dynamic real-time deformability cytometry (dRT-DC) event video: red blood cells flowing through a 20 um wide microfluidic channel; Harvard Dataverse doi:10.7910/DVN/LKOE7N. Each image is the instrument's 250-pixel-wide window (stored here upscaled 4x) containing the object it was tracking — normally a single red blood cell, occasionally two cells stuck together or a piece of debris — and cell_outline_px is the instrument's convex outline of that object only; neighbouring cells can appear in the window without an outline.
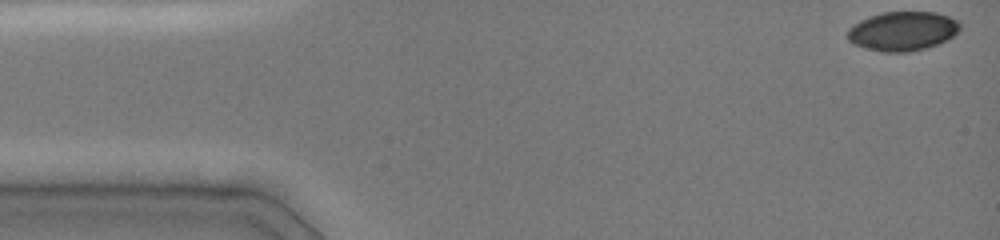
{"species": "common noctule bat (a hibernating species)", "species_latin": "Nyctalus noctula", "temperature_condition": "cold", "stored_images_in_passage": 42, "camera_frame_rate_fps": 3000, "um_per_image_px": 0.085, "animal": {"sex": "female", "body_mass_g": 19.0, "forearm_length_mm": 51.5}, "frame": {"image": 1, "passage_image": 1, "time_ms": 0.0, "image_size_px": [1000, 240], "cell_outline_px": [[960, 28], [948, 40], [928, 48], [908, 52], [884, 52], [864, 48], [852, 44], [848, 40], [848, 28], [860, 20], [868, 16], [884, 12], [936, 12], [948, 16], [956, 20], [960, 24]], "centroid_in_image_um": [76.7, 2.65], "position_along_channel_um": 8.3, "area_um2": 25.84}}
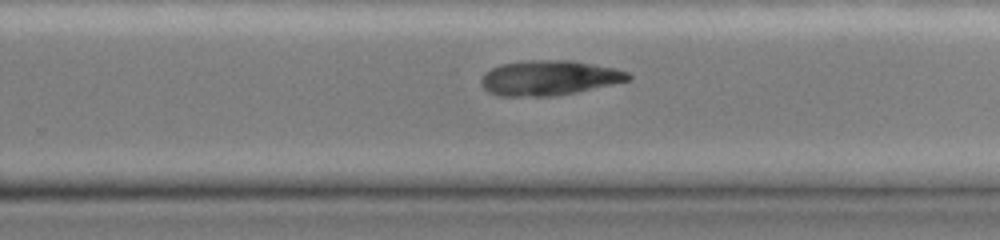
{"frame": {"image": 2, "passage_image": 30, "time_ms": 9.667, "image_size_px": [1000, 240], "cell_outline_px": [[632, 76], [628, 80], [576, 92], [556, 96], [500, 96], [488, 92], [484, 88], [480, 80], [484, 72], [500, 64], [528, 60], [572, 60], [616, 68], [628, 72]], "centroid_in_image_um": [46.64, 6.61], "position_along_channel_um": 283.2, "area_um2": 29.94}}
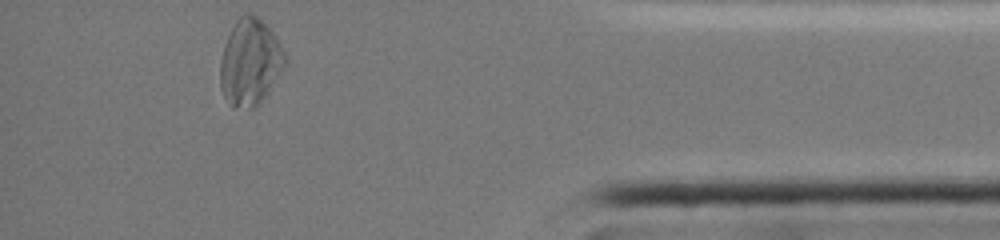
{"frame": {"image": 3, "passage_image": 42, "time_ms": 13.667, "image_size_px": [1000, 240], "cell_outline_px": [[288, 64], [264, 96], [252, 108], [232, 108], [224, 96], [220, 88], [220, 60], [224, 44], [236, 20], [244, 12], [248, 12], [256, 16], [268, 24], [276, 36], [288, 56]], "centroid_in_image_um": [21.28, 5.25], "position_along_channel_um": 413.9, "area_um2": 33.06}}